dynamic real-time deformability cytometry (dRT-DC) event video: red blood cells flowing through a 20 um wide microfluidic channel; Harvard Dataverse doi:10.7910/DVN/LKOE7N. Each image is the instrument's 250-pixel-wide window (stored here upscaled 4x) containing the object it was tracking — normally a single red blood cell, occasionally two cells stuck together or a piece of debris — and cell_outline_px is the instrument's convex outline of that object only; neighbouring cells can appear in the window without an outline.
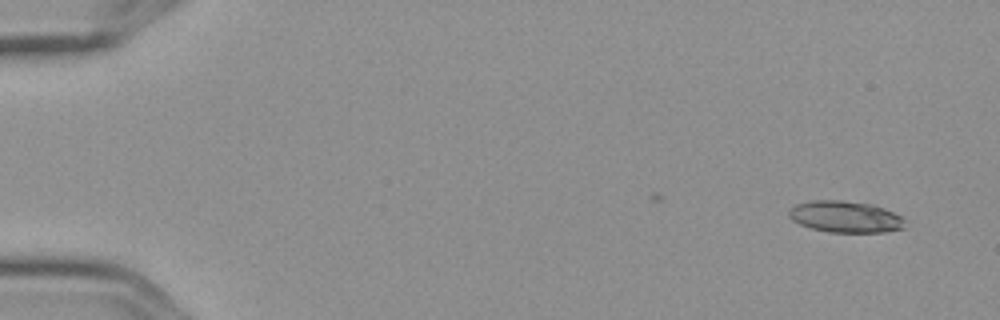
{"species": "Egyptian fruit bat (a non-hibernating species)", "species_latin": "Rousettus aegyptiacus", "temperature_condition": "cold", "stored_images_in_passage": 5, "camera_frame_rate_fps": 3000, "um_per_image_px": 0.085, "frame": {"image": 1, "passage_image": 1, "time_ms": 0.0, "image_size_px": [1000, 320], "cell_outline_px": [[904, 228], [884, 232], [828, 232], [812, 228], [800, 224], [792, 220], [788, 216], [788, 212], [796, 204], [812, 200], [840, 200], [872, 204], [884, 208], [900, 216], [904, 220]], "centroid_in_image_um": [71.84, 18.42], "position_along_channel_um": 13.2, "area_um2": 21.21}}
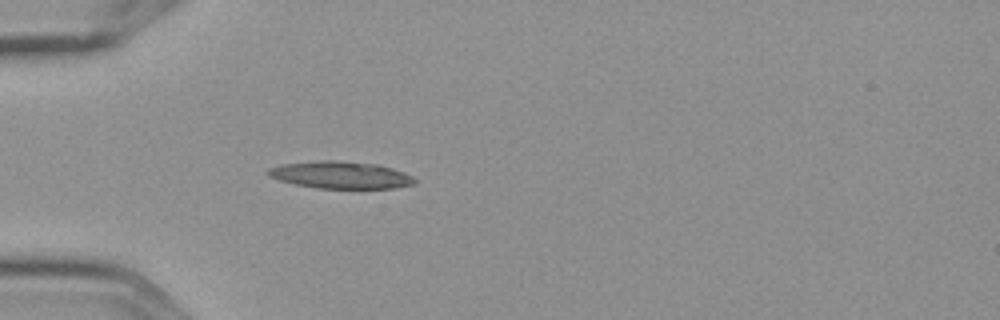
{"frame": {"image": 2, "passage_image": 5, "time_ms": 1.333, "image_size_px": [1000, 320], "cell_outline_px": [[416, 184], [392, 188], [320, 188], [296, 184], [280, 180], [268, 176], [264, 172], [268, 168], [280, 164], [320, 160], [336, 160], [376, 164], [392, 168], [404, 172], [412, 176], [416, 180]], "centroid_in_image_um": [28.93, 14.86], "position_along_channel_um": 56.1, "area_um2": 23.24}}